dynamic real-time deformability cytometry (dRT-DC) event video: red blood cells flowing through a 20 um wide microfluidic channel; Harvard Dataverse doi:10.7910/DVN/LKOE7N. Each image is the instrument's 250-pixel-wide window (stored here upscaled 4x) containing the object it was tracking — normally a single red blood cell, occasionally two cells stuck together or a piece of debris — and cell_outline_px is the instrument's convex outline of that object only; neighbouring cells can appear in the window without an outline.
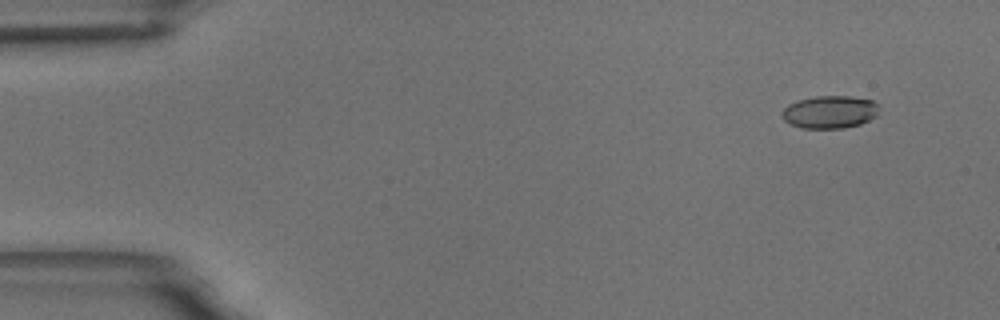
{"species": "common noctule bat (a hibernating species)", "species_latin": "Nyctalus noctula", "temperature_condition": "room temperature", "stored_images_in_passage": 5, "camera_frame_rate_fps": 3000, "um_per_image_px": 0.085, "animal": {"sex": "male", "body_mass_g": 18.8}, "frame": {"image": 1, "passage_image": 1, "time_ms": 0.0, "image_size_px": [1000, 320], "cell_outline_px": [[880, 104], [876, 116], [860, 124], [844, 128], [804, 128], [792, 124], [784, 120], [784, 108], [788, 104], [800, 100], [816, 96], [848, 96], [872, 100]], "centroid_in_image_um": [70.58, 9.51], "position_along_channel_um": 14.4, "area_um2": 18.26}}
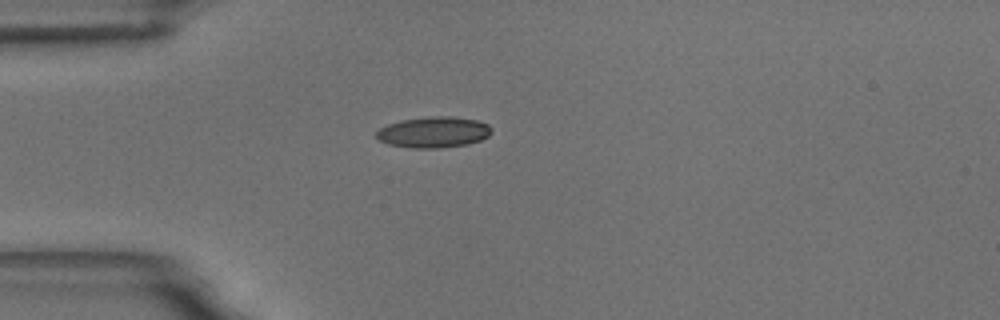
{"frame": {"image": 2, "passage_image": 4, "time_ms": 3.667, "image_size_px": [1000, 320], "cell_outline_px": [[492, 132], [488, 136], [480, 140], [468, 144], [436, 148], [412, 148], [388, 144], [380, 140], [376, 136], [376, 132], [380, 128], [388, 124], [400, 120], [432, 116], [452, 116], [476, 120], [488, 124], [492, 128]], "centroid_in_image_um": [36.86, 11.23], "position_along_channel_um": 48.1, "area_um2": 20.75}}